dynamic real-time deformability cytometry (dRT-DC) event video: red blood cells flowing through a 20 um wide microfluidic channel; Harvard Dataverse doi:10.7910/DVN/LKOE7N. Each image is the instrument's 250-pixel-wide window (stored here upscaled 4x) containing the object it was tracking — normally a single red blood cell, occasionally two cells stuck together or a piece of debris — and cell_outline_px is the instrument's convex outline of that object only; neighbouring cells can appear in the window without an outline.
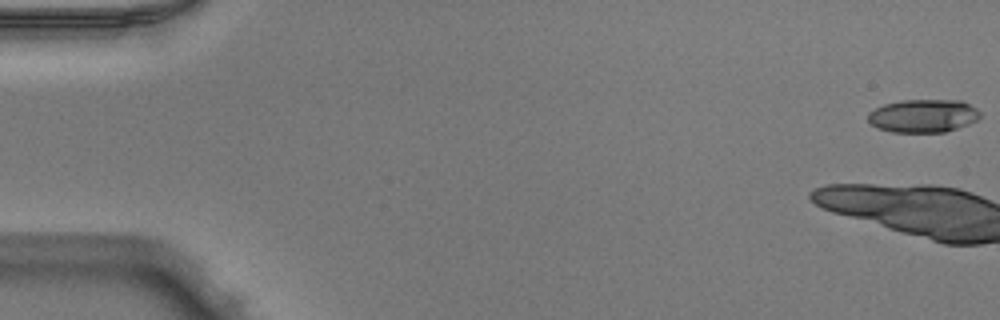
{"species": "Egyptian fruit bat (a non-hibernating species)", "species_latin": "Rousettus aegyptiacus", "temperature_condition": "warm", "stored_images_in_passage": 10, "camera_frame_rate_fps": 3000, "um_per_image_px": 0.085, "animal": {"sex": "male"}, "frame": {"image": 1, "passage_image": 1, "time_ms": 0.0, "image_size_px": [1000, 320], "cell_outline_px": [[980, 116], [976, 120], [968, 124], [944, 132], [892, 132], [876, 128], [868, 120], [868, 112], [884, 104], [900, 100], [960, 100], [976, 108], [980, 112]], "centroid_in_image_um": [78.45, 9.84], "position_along_channel_um": 6.6, "area_um2": 21.62}}